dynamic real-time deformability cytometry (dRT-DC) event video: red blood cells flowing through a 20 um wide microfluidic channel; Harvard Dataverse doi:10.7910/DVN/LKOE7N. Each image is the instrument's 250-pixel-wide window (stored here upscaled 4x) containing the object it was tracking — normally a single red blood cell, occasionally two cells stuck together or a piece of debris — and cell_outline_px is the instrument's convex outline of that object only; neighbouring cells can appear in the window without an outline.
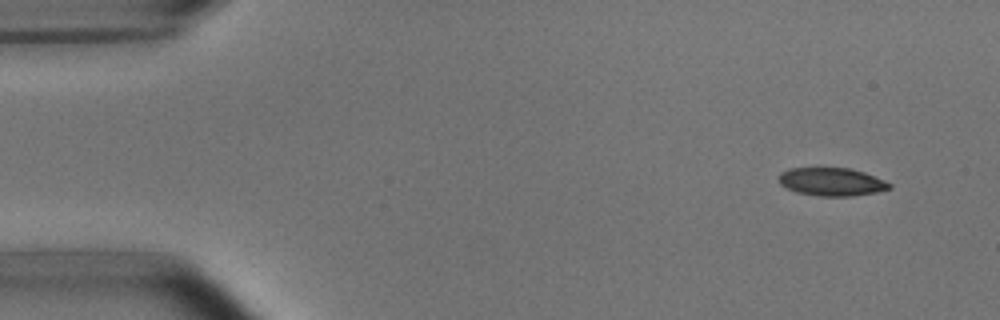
{"species": "common noctule bat (a hibernating species)", "species_latin": "Nyctalus noctula", "temperature_condition": "room temperature", "stored_images_in_passage": 4, "camera_frame_rate_fps": 3000, "um_per_image_px": 0.085, "animal": {"sex": "male", "body_mass_g": 15.6}, "frame": {"image": 1, "passage_image": 1, "time_ms": 0.0, "image_size_px": [1000, 320], "cell_outline_px": [[892, 188], [876, 192], [852, 196], [820, 196], [796, 192], [780, 184], [780, 172], [788, 168], [848, 168], [864, 172], [884, 180], [892, 184]], "centroid_in_image_um": [70.7, 15.45], "position_along_channel_um": 14.3, "area_um2": 18.03}}
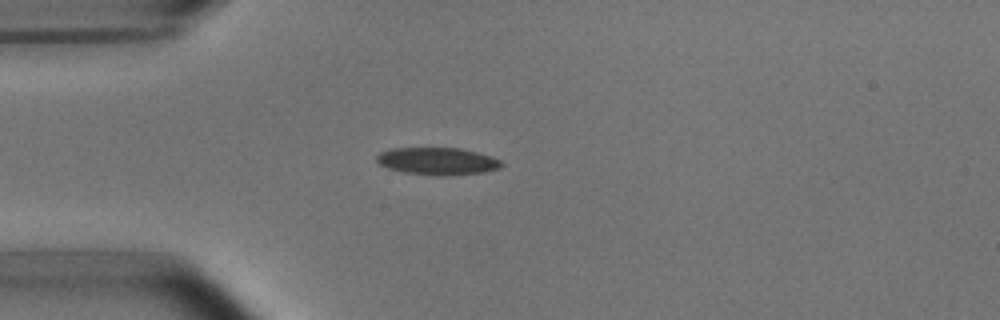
{"frame": {"image": 2, "passage_image": 4, "time_ms": 3.333, "image_size_px": [1000, 320], "cell_outline_px": [[504, 164], [500, 168], [484, 172], [404, 172], [388, 168], [380, 164], [376, 160], [376, 156], [380, 152], [392, 148], [460, 148], [492, 156], [500, 160]], "centroid_in_image_um": [37.17, 13.63], "position_along_channel_um": 47.8, "area_um2": 18.67}}